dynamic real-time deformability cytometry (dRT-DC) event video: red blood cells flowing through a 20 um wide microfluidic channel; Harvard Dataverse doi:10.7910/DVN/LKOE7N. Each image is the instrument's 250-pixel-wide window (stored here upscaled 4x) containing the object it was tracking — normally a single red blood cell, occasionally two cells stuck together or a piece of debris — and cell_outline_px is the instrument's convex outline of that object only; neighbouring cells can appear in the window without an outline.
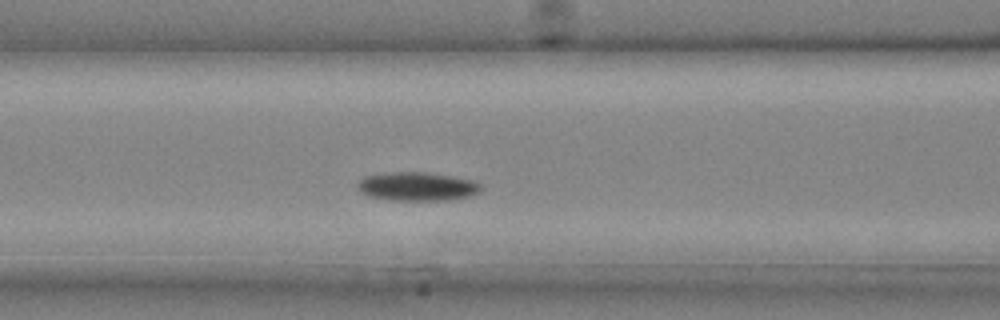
{"species": "common noctule bat (a hibernating species)", "species_latin": "Nyctalus noctula", "temperature_condition": "cold", "stored_images_in_passage": 26, "camera_frame_rate_fps": 3000, "um_per_image_px": 0.085, "animal": {"sex": "male", "body_mass_g": 20.4}, "frame": {"image": 1, "passage_image": 9, "time_ms": 2.667, "image_size_px": [1000, 320], "cell_outline_px": [[480, 192], [472, 196], [448, 200], [388, 200], [368, 196], [356, 184], [364, 176], [396, 172], [420, 172], [476, 180], [480, 184]], "centroid_in_image_um": [35.5, 15.86], "position_along_channel_um": 131.1, "area_um2": 20.4}}
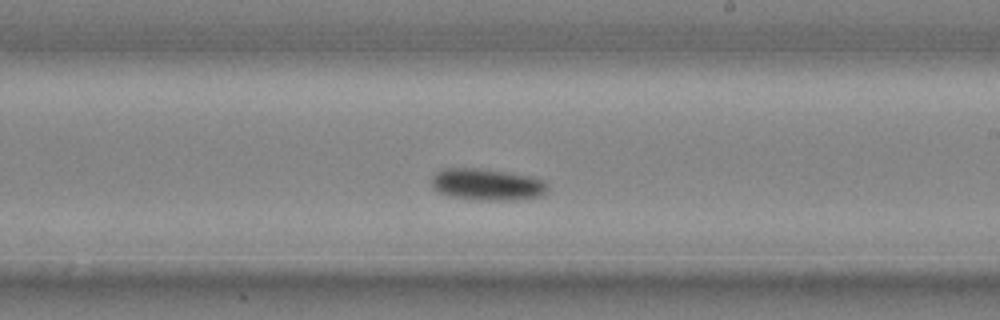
{"frame": {"image": 2, "passage_image": 15, "time_ms": 4.667, "image_size_px": [1000, 320], "cell_outline_px": [[548, 192], [544, 196], [512, 200], [476, 200], [452, 196], [440, 192], [432, 188], [432, 176], [436, 172], [444, 168], [480, 168], [528, 176], [544, 180], [548, 184]], "centroid_in_image_um": [41.43, 15.69], "position_along_channel_um": 247.6, "area_um2": 21.5}}
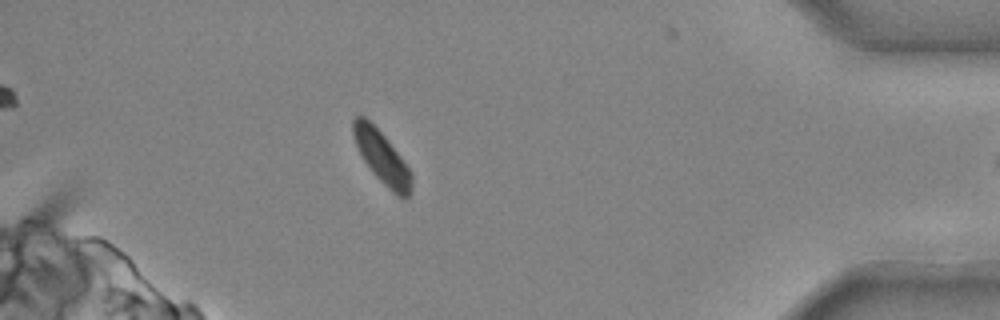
{"frame": {"image": 3, "passage_image": 25, "time_ms": 8.0, "image_size_px": [1000, 320], "cell_outline_px": [[412, 192], [404, 200], [392, 192], [372, 172], [364, 160], [356, 144], [352, 132], [352, 120], [356, 116], [364, 116], [388, 140], [412, 172]], "centroid_in_image_um": [32.49, 13.4], "position_along_channel_um": 402.7, "area_um2": 17.63}}